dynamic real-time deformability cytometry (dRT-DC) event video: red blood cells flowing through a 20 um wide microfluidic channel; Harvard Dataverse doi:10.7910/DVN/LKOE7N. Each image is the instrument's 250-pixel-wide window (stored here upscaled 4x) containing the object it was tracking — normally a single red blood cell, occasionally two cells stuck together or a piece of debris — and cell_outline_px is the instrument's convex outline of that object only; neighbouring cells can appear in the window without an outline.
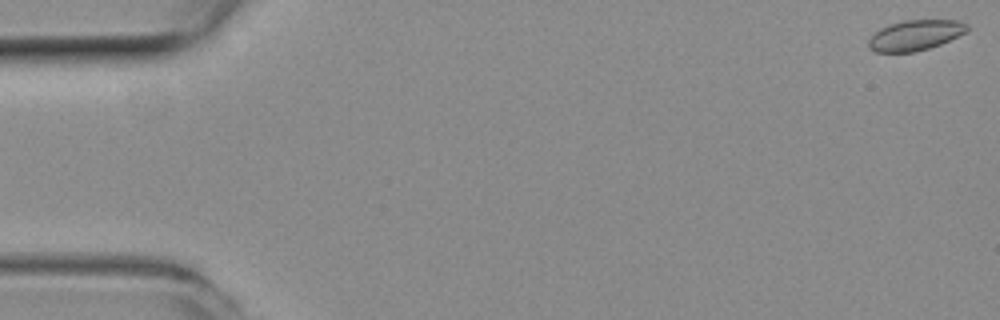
{"species": "common noctule bat (a hibernating species)", "species_latin": "Nyctalus noctula", "temperature_condition": "room temperature", "stored_images_in_passage": 49, "camera_frame_rate_fps": 3000, "um_per_image_px": 0.085, "animal": {"sex": "female", "body_mass_g": 19.3, "forearm_length_mm": 54.1}, "frame": {"image": 1, "passage_image": 1, "time_ms": 0.0, "image_size_px": [1000, 320], "cell_outline_px": [[968, 32], [940, 44], [928, 48], [912, 52], [876, 52], [868, 48], [868, 40], [880, 28], [888, 24], [904, 20], [956, 20], [968, 24]], "centroid_in_image_um": [77.8, 2.99], "position_along_channel_um": 7.2, "area_um2": 17.46}}
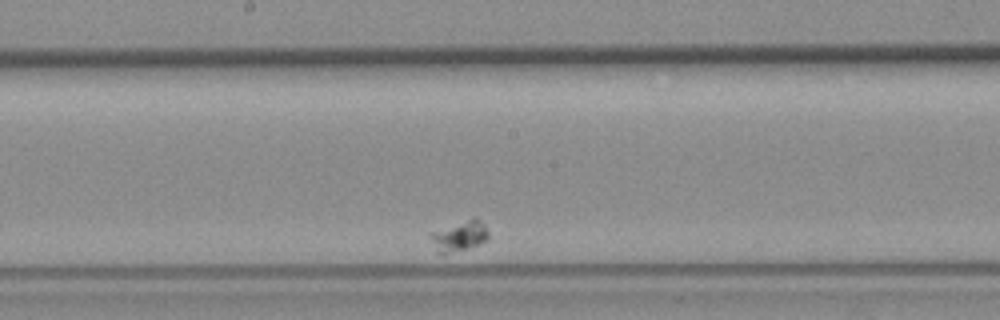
{"frame": {"image": 2, "passage_image": 33, "time_ms": 10.667, "image_size_px": [1000, 320], "cell_outline_px": [[488, 240], [444, 256], [440, 256], [436, 252], [432, 236], [432, 232], [476, 216], [484, 224], [488, 232]], "centroid_in_image_um": [39.07, 20.09], "position_along_channel_um": 209.1, "area_um2": 10.12}}
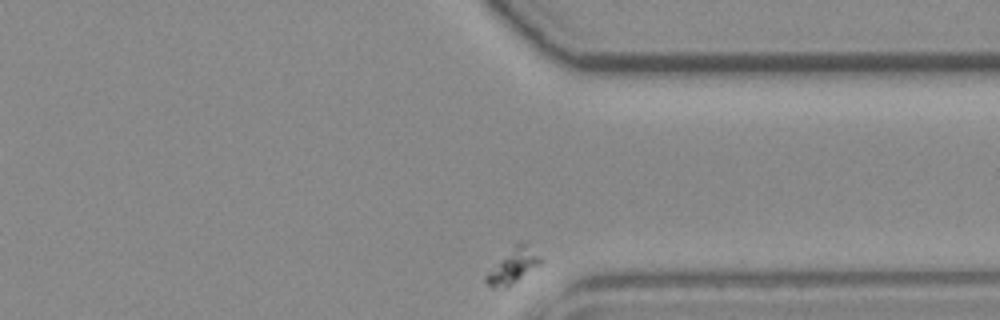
{"frame": {"image": 3, "passage_image": 49, "time_ms": 16.0, "image_size_px": [1000, 320], "cell_outline_px": [[544, 260], [540, 264], [504, 288], [492, 288], [484, 280], [484, 276], [520, 240], [528, 244]], "centroid_in_image_um": [43.62, 22.6], "position_along_channel_um": 367.8, "area_um2": 10.52}}